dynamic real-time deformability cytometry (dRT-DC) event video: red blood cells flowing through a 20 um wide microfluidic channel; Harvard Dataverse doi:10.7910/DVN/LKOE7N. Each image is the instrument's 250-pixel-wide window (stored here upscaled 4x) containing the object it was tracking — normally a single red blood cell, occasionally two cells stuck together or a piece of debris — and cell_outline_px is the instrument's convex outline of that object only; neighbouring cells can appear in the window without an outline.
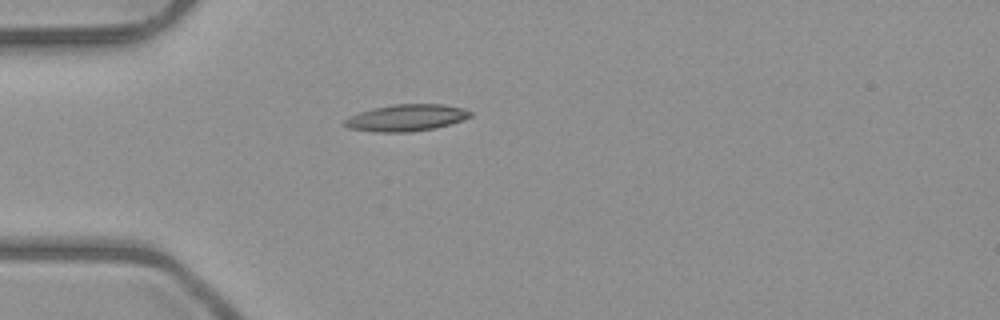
{"species": "common noctule bat (a hibernating species)", "species_latin": "Nyctalus noctula", "temperature_condition": "room temperature", "stored_images_in_passage": 1, "camera_frame_rate_fps": 3000, "um_per_image_px": 0.085, "animal": {"sex": "male", "body_mass_g": 23.1, "forearm_length_mm": 52.7}, "frame": {"image": 1, "passage_image": 1, "time_ms": 0.0, "image_size_px": [1000, 320], "cell_outline_px": [[472, 116], [448, 124], [432, 128], [412, 132], [376, 132], [348, 128], [344, 124], [344, 120], [360, 112], [392, 104], [440, 104], [464, 108], [472, 112]], "centroid_in_image_um": [34.54, 10.01], "position_along_channel_um": 50.5, "area_um2": 19.25}}